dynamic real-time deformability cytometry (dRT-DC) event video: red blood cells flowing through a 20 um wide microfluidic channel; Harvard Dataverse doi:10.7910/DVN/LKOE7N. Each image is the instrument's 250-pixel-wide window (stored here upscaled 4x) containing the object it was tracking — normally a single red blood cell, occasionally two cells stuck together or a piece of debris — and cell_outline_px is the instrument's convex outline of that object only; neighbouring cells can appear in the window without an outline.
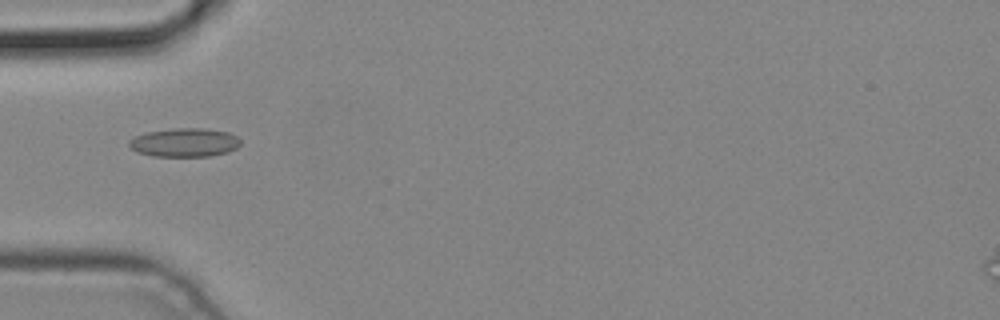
{"species": "common noctule bat (a hibernating species)", "species_latin": "Nyctalus noctula", "temperature_condition": "cold", "stored_images_in_passage": 2, "camera_frame_rate_fps": 3000, "um_per_image_px": 0.085, "animal": {"sex": "male", "body_mass_g": 19.2, "forearm_length_mm": 51.8}, "frame": {"image": 1, "passage_image": 2, "time_ms": 0.333, "image_size_px": [1000, 320], "cell_outline_px": [[240, 144], [236, 148], [228, 152], [208, 156], [152, 156], [136, 152], [128, 144], [128, 140], [136, 136], [148, 132], [176, 128], [204, 128], [228, 132], [236, 136], [240, 140]], "centroid_in_image_um": [15.68, 12.11], "position_along_channel_um": 69.3, "area_um2": 18.55}}